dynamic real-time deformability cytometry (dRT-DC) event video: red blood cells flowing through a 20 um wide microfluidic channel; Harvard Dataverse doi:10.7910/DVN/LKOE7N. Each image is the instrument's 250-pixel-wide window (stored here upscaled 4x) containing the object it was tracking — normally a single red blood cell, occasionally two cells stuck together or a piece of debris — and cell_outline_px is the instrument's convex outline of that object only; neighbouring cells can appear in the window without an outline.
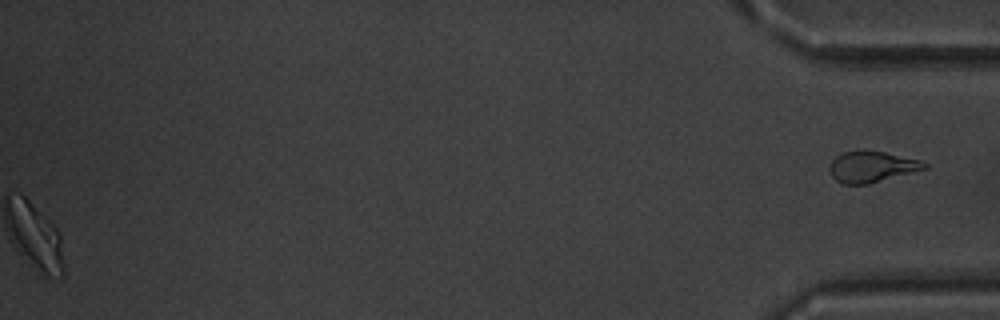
{"species": "common noctule bat (a hibernating species)", "species_latin": "Nyctalus noctula", "temperature_condition": "warm", "stored_images_in_passage": 51, "segment_of_instrument_passage": [2, 2], "camera_frame_rate_fps": 3000, "um_per_image_px": 0.085, "animal": {"sex": "male", "body_mass_g": 20.1, "forearm_length_mm": 53.5}, "frame": {"image": 1, "passage_image": 51, "time_ms": 16.667, "image_size_px": [1000, 320], "cell_outline_px": [[928, 168], [868, 184], [844, 184], [836, 180], [832, 176], [828, 168], [832, 160], [836, 156], [844, 152], [884, 152], [920, 160], [928, 164]], "centroid_in_image_um": [74.1, 14.19], "position_along_channel_um": 361.1, "area_um2": 16.76}}